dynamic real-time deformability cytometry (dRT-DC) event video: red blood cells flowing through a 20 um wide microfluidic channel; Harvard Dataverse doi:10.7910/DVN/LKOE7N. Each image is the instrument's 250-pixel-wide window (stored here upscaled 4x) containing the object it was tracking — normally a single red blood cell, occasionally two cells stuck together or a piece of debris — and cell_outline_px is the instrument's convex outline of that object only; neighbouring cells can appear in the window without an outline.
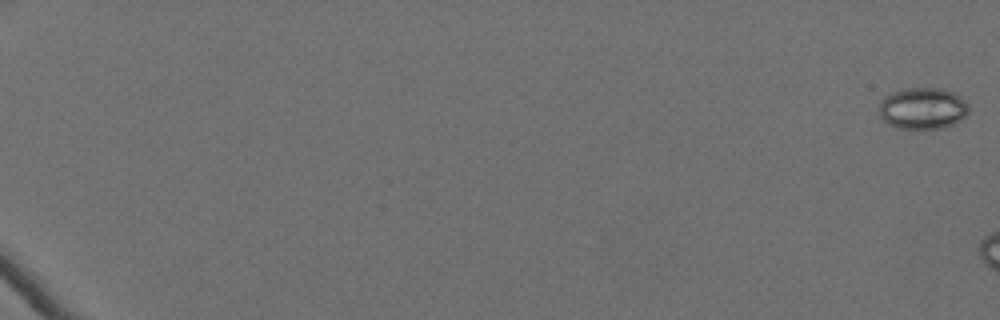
{"species": "Egyptian fruit bat (a non-hibernating species)", "species_latin": "Rousettus aegyptiacus", "temperature_condition": "cold", "stored_images_in_passage": 19, "camera_frame_rate_fps": 3000, "um_per_image_px": 0.085, "animal": {"sex": "female"}, "frame": {"image": 1, "passage_image": 1, "time_ms": 0.0, "image_size_px": [1000, 320], "cell_outline_px": [[968, 112], [960, 120], [952, 124], [940, 128], [900, 128], [884, 120], [880, 116], [880, 100], [884, 96], [892, 92], [904, 88], [944, 88], [956, 92], [968, 104]], "centroid_in_image_um": [78.44, 9.17], "position_along_channel_um": 6.6, "area_um2": 21.62}}